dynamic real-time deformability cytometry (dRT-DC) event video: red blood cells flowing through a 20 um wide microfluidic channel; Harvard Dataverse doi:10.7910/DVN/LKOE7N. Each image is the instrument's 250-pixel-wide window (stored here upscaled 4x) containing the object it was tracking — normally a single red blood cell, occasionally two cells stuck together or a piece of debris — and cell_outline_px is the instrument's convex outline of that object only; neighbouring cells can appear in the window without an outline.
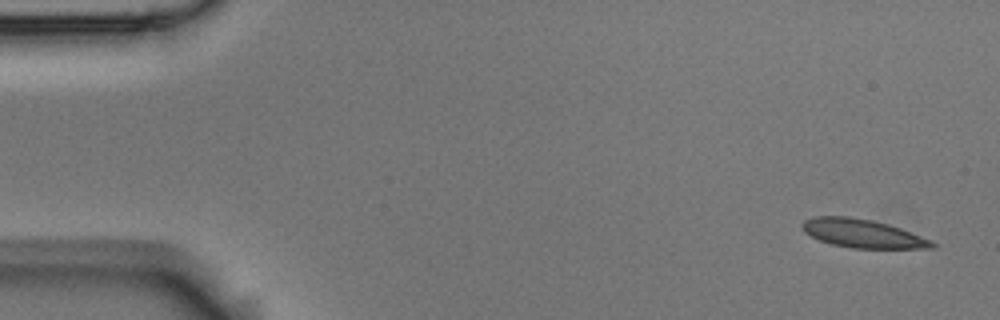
{"species": "Egyptian fruit bat (a non-hibernating species)", "species_latin": "Rousettus aegyptiacus", "temperature_condition": "room temperature", "stored_images_in_passage": 9, "camera_frame_rate_fps": 3000, "um_per_image_px": 0.085, "animal": {"sex": "male"}, "frame": {"image": 1, "passage_image": 1, "time_ms": 0.0, "image_size_px": [1000, 320], "cell_outline_px": [[936, 248], [852, 248], [832, 244], [820, 240], [804, 232], [800, 228], [800, 224], [804, 220], [816, 216], [848, 216], [872, 220], [888, 224], [900, 228], [932, 240], [936, 244]], "centroid_in_image_um": [73.3, 19.84], "position_along_channel_um": 11.7, "area_um2": 21.56}}
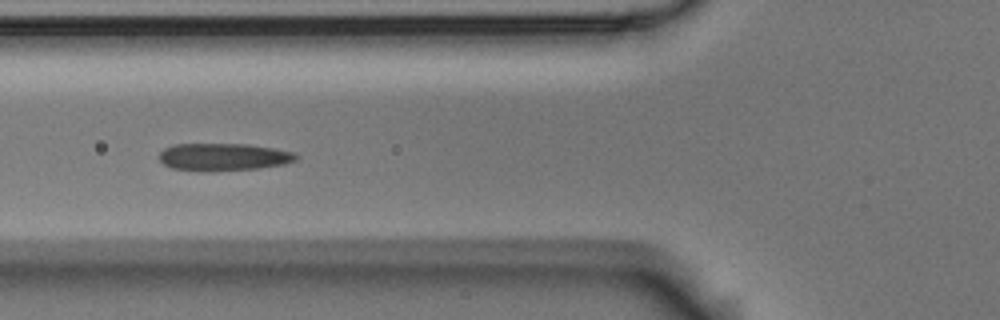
{"frame": {"image": 2, "passage_image": 6, "time_ms": 1.667, "image_size_px": [1000, 320], "cell_outline_px": [[300, 156], [296, 160], [284, 164], [260, 168], [212, 172], [208, 172], [172, 168], [164, 164], [160, 160], [160, 152], [164, 148], [172, 144], [248, 144], [296, 152]], "centroid_in_image_um": [19.02, 13.35], "position_along_channel_um": 106.8, "area_um2": 22.2}}
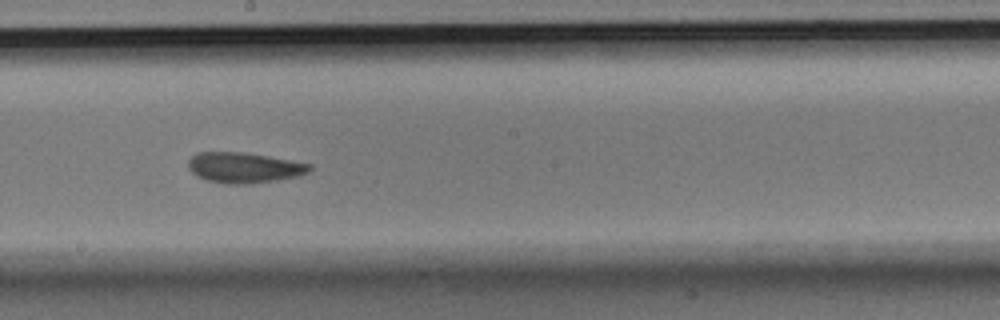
{"frame": {"image": 3, "passage_image": 9, "time_ms": 2.667, "image_size_px": [1000, 320], "cell_outline_px": [[312, 168], [308, 172], [300, 176], [276, 180], [248, 184], [224, 184], [208, 180], [192, 172], [188, 168], [188, 160], [196, 152], [244, 152], [292, 160], [312, 164]], "centroid_in_image_um": [20.77, 14.24], "position_along_channel_um": 227.4, "area_um2": 21.62}}